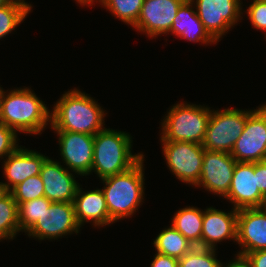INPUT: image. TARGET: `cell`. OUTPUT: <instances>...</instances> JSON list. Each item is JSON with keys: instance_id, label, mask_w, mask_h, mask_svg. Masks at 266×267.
Instances as JSON below:
<instances>
[{"instance_id": "36", "label": "cell", "mask_w": 266, "mask_h": 267, "mask_svg": "<svg viewBox=\"0 0 266 267\" xmlns=\"http://www.w3.org/2000/svg\"><path fill=\"white\" fill-rule=\"evenodd\" d=\"M259 208L266 214V195L263 197Z\"/></svg>"}, {"instance_id": "38", "label": "cell", "mask_w": 266, "mask_h": 267, "mask_svg": "<svg viewBox=\"0 0 266 267\" xmlns=\"http://www.w3.org/2000/svg\"><path fill=\"white\" fill-rule=\"evenodd\" d=\"M14 0H0V7L5 6Z\"/></svg>"}, {"instance_id": "6", "label": "cell", "mask_w": 266, "mask_h": 267, "mask_svg": "<svg viewBox=\"0 0 266 267\" xmlns=\"http://www.w3.org/2000/svg\"><path fill=\"white\" fill-rule=\"evenodd\" d=\"M247 122V111L227 108L211 110L202 146L205 150L231 153Z\"/></svg>"}, {"instance_id": "7", "label": "cell", "mask_w": 266, "mask_h": 267, "mask_svg": "<svg viewBox=\"0 0 266 267\" xmlns=\"http://www.w3.org/2000/svg\"><path fill=\"white\" fill-rule=\"evenodd\" d=\"M257 108L247 110L244 130L232 148L237 162L256 163L266 156V103Z\"/></svg>"}, {"instance_id": "15", "label": "cell", "mask_w": 266, "mask_h": 267, "mask_svg": "<svg viewBox=\"0 0 266 267\" xmlns=\"http://www.w3.org/2000/svg\"><path fill=\"white\" fill-rule=\"evenodd\" d=\"M73 175L60 162L47 157L40 170L44 196L52 202H73L80 185Z\"/></svg>"}, {"instance_id": "35", "label": "cell", "mask_w": 266, "mask_h": 267, "mask_svg": "<svg viewBox=\"0 0 266 267\" xmlns=\"http://www.w3.org/2000/svg\"><path fill=\"white\" fill-rule=\"evenodd\" d=\"M10 191L3 182H0V200L5 197Z\"/></svg>"}, {"instance_id": "18", "label": "cell", "mask_w": 266, "mask_h": 267, "mask_svg": "<svg viewBox=\"0 0 266 267\" xmlns=\"http://www.w3.org/2000/svg\"><path fill=\"white\" fill-rule=\"evenodd\" d=\"M46 158L47 156L40 152L19 146L3 161V175L7 179L4 184L7 189L11 191L27 178L40 175L41 166Z\"/></svg>"}, {"instance_id": "11", "label": "cell", "mask_w": 266, "mask_h": 267, "mask_svg": "<svg viewBox=\"0 0 266 267\" xmlns=\"http://www.w3.org/2000/svg\"><path fill=\"white\" fill-rule=\"evenodd\" d=\"M57 133L60 155L67 169L80 176L91 174L94 156V136L71 131Z\"/></svg>"}, {"instance_id": "19", "label": "cell", "mask_w": 266, "mask_h": 267, "mask_svg": "<svg viewBox=\"0 0 266 267\" xmlns=\"http://www.w3.org/2000/svg\"><path fill=\"white\" fill-rule=\"evenodd\" d=\"M80 185L74 197L75 216L78 224L83 226L85 222L93 223V226H105L113 224L101 189L83 191Z\"/></svg>"}, {"instance_id": "27", "label": "cell", "mask_w": 266, "mask_h": 267, "mask_svg": "<svg viewBox=\"0 0 266 267\" xmlns=\"http://www.w3.org/2000/svg\"><path fill=\"white\" fill-rule=\"evenodd\" d=\"M216 250L194 246L178 260V267H221L222 262L216 258Z\"/></svg>"}, {"instance_id": "28", "label": "cell", "mask_w": 266, "mask_h": 267, "mask_svg": "<svg viewBox=\"0 0 266 267\" xmlns=\"http://www.w3.org/2000/svg\"><path fill=\"white\" fill-rule=\"evenodd\" d=\"M10 192L19 205L20 203L43 197L44 183L40 175H35L19 183Z\"/></svg>"}, {"instance_id": "12", "label": "cell", "mask_w": 266, "mask_h": 267, "mask_svg": "<svg viewBox=\"0 0 266 267\" xmlns=\"http://www.w3.org/2000/svg\"><path fill=\"white\" fill-rule=\"evenodd\" d=\"M236 160L231 153L204 150L201 175L195 187H203L214 195L225 197L233 178Z\"/></svg>"}, {"instance_id": "9", "label": "cell", "mask_w": 266, "mask_h": 267, "mask_svg": "<svg viewBox=\"0 0 266 267\" xmlns=\"http://www.w3.org/2000/svg\"><path fill=\"white\" fill-rule=\"evenodd\" d=\"M200 21L217 41L242 19L240 0H190Z\"/></svg>"}, {"instance_id": "1", "label": "cell", "mask_w": 266, "mask_h": 267, "mask_svg": "<svg viewBox=\"0 0 266 267\" xmlns=\"http://www.w3.org/2000/svg\"><path fill=\"white\" fill-rule=\"evenodd\" d=\"M107 113L88 94L72 89L62 94L50 112V127L53 131H71L95 135L105 129Z\"/></svg>"}, {"instance_id": "25", "label": "cell", "mask_w": 266, "mask_h": 267, "mask_svg": "<svg viewBox=\"0 0 266 267\" xmlns=\"http://www.w3.org/2000/svg\"><path fill=\"white\" fill-rule=\"evenodd\" d=\"M95 1L108 9L114 17L133 27L137 23L144 3V0H92L88 6H92Z\"/></svg>"}, {"instance_id": "10", "label": "cell", "mask_w": 266, "mask_h": 267, "mask_svg": "<svg viewBox=\"0 0 266 267\" xmlns=\"http://www.w3.org/2000/svg\"><path fill=\"white\" fill-rule=\"evenodd\" d=\"M80 227L73 202H52L27 235L41 241L55 240L68 234L79 233Z\"/></svg>"}, {"instance_id": "21", "label": "cell", "mask_w": 266, "mask_h": 267, "mask_svg": "<svg viewBox=\"0 0 266 267\" xmlns=\"http://www.w3.org/2000/svg\"><path fill=\"white\" fill-rule=\"evenodd\" d=\"M203 210L186 206L178 210L172 218V226L194 246L201 247Z\"/></svg>"}, {"instance_id": "31", "label": "cell", "mask_w": 266, "mask_h": 267, "mask_svg": "<svg viewBox=\"0 0 266 267\" xmlns=\"http://www.w3.org/2000/svg\"><path fill=\"white\" fill-rule=\"evenodd\" d=\"M254 174H257V188L266 195V162L259 161L254 163Z\"/></svg>"}, {"instance_id": "30", "label": "cell", "mask_w": 266, "mask_h": 267, "mask_svg": "<svg viewBox=\"0 0 266 267\" xmlns=\"http://www.w3.org/2000/svg\"><path fill=\"white\" fill-rule=\"evenodd\" d=\"M246 11L254 29L266 31V0H253Z\"/></svg>"}, {"instance_id": "33", "label": "cell", "mask_w": 266, "mask_h": 267, "mask_svg": "<svg viewBox=\"0 0 266 267\" xmlns=\"http://www.w3.org/2000/svg\"><path fill=\"white\" fill-rule=\"evenodd\" d=\"M246 256L251 261L253 267H266V249L247 253Z\"/></svg>"}, {"instance_id": "14", "label": "cell", "mask_w": 266, "mask_h": 267, "mask_svg": "<svg viewBox=\"0 0 266 267\" xmlns=\"http://www.w3.org/2000/svg\"><path fill=\"white\" fill-rule=\"evenodd\" d=\"M264 195L257 188V174H254V163L236 162L228 194L236 210L259 208Z\"/></svg>"}, {"instance_id": "34", "label": "cell", "mask_w": 266, "mask_h": 267, "mask_svg": "<svg viewBox=\"0 0 266 267\" xmlns=\"http://www.w3.org/2000/svg\"><path fill=\"white\" fill-rule=\"evenodd\" d=\"M235 256L236 257L233 260H231L230 262L228 261V264L226 263L223 265L222 263L221 267H253L251 261L246 255L238 253Z\"/></svg>"}, {"instance_id": "29", "label": "cell", "mask_w": 266, "mask_h": 267, "mask_svg": "<svg viewBox=\"0 0 266 267\" xmlns=\"http://www.w3.org/2000/svg\"><path fill=\"white\" fill-rule=\"evenodd\" d=\"M18 133L10 127L0 123V158L6 159L18 147Z\"/></svg>"}, {"instance_id": "20", "label": "cell", "mask_w": 266, "mask_h": 267, "mask_svg": "<svg viewBox=\"0 0 266 267\" xmlns=\"http://www.w3.org/2000/svg\"><path fill=\"white\" fill-rule=\"evenodd\" d=\"M194 8L190 0H186L180 6L171 26V33L180 39L195 43L216 44L217 41L205 29Z\"/></svg>"}, {"instance_id": "5", "label": "cell", "mask_w": 266, "mask_h": 267, "mask_svg": "<svg viewBox=\"0 0 266 267\" xmlns=\"http://www.w3.org/2000/svg\"><path fill=\"white\" fill-rule=\"evenodd\" d=\"M211 116L209 107L180 102L173 105L162 120L160 141L191 142L204 141Z\"/></svg>"}, {"instance_id": "16", "label": "cell", "mask_w": 266, "mask_h": 267, "mask_svg": "<svg viewBox=\"0 0 266 267\" xmlns=\"http://www.w3.org/2000/svg\"><path fill=\"white\" fill-rule=\"evenodd\" d=\"M224 212L214 207L204 210L201 247L216 249L223 240L237 241L238 210Z\"/></svg>"}, {"instance_id": "3", "label": "cell", "mask_w": 266, "mask_h": 267, "mask_svg": "<svg viewBox=\"0 0 266 267\" xmlns=\"http://www.w3.org/2000/svg\"><path fill=\"white\" fill-rule=\"evenodd\" d=\"M144 156L125 172L108 176L101 181L109 216L115 223L130 218L136 213L144 199ZM135 212V213H134Z\"/></svg>"}, {"instance_id": "2", "label": "cell", "mask_w": 266, "mask_h": 267, "mask_svg": "<svg viewBox=\"0 0 266 267\" xmlns=\"http://www.w3.org/2000/svg\"><path fill=\"white\" fill-rule=\"evenodd\" d=\"M49 121L50 110L31 88L6 92L0 86V123L15 132L41 135Z\"/></svg>"}, {"instance_id": "37", "label": "cell", "mask_w": 266, "mask_h": 267, "mask_svg": "<svg viewBox=\"0 0 266 267\" xmlns=\"http://www.w3.org/2000/svg\"><path fill=\"white\" fill-rule=\"evenodd\" d=\"M78 4H80V5H89L91 2H92V0H75Z\"/></svg>"}, {"instance_id": "24", "label": "cell", "mask_w": 266, "mask_h": 267, "mask_svg": "<svg viewBox=\"0 0 266 267\" xmlns=\"http://www.w3.org/2000/svg\"><path fill=\"white\" fill-rule=\"evenodd\" d=\"M32 5L25 0H14L0 7V39L10 34L31 12Z\"/></svg>"}, {"instance_id": "26", "label": "cell", "mask_w": 266, "mask_h": 267, "mask_svg": "<svg viewBox=\"0 0 266 267\" xmlns=\"http://www.w3.org/2000/svg\"><path fill=\"white\" fill-rule=\"evenodd\" d=\"M52 201L45 196L18 205L20 231L27 233L50 207Z\"/></svg>"}, {"instance_id": "17", "label": "cell", "mask_w": 266, "mask_h": 267, "mask_svg": "<svg viewBox=\"0 0 266 267\" xmlns=\"http://www.w3.org/2000/svg\"><path fill=\"white\" fill-rule=\"evenodd\" d=\"M236 242L242 255L266 249V214L260 208L238 210Z\"/></svg>"}, {"instance_id": "23", "label": "cell", "mask_w": 266, "mask_h": 267, "mask_svg": "<svg viewBox=\"0 0 266 267\" xmlns=\"http://www.w3.org/2000/svg\"><path fill=\"white\" fill-rule=\"evenodd\" d=\"M18 204L11 192L0 200V242L20 233Z\"/></svg>"}, {"instance_id": "32", "label": "cell", "mask_w": 266, "mask_h": 267, "mask_svg": "<svg viewBox=\"0 0 266 267\" xmlns=\"http://www.w3.org/2000/svg\"><path fill=\"white\" fill-rule=\"evenodd\" d=\"M150 267H178V259L156 252Z\"/></svg>"}, {"instance_id": "4", "label": "cell", "mask_w": 266, "mask_h": 267, "mask_svg": "<svg viewBox=\"0 0 266 267\" xmlns=\"http://www.w3.org/2000/svg\"><path fill=\"white\" fill-rule=\"evenodd\" d=\"M132 137L124 131L110 128L94 135V156L91 173L100 179L127 171L144 155L132 154Z\"/></svg>"}, {"instance_id": "13", "label": "cell", "mask_w": 266, "mask_h": 267, "mask_svg": "<svg viewBox=\"0 0 266 267\" xmlns=\"http://www.w3.org/2000/svg\"><path fill=\"white\" fill-rule=\"evenodd\" d=\"M186 0H144L134 27L140 33L156 38L171 33V26L178 9Z\"/></svg>"}, {"instance_id": "8", "label": "cell", "mask_w": 266, "mask_h": 267, "mask_svg": "<svg viewBox=\"0 0 266 267\" xmlns=\"http://www.w3.org/2000/svg\"><path fill=\"white\" fill-rule=\"evenodd\" d=\"M167 167L177 179L195 186L201 175L204 148L191 142L161 141Z\"/></svg>"}, {"instance_id": "22", "label": "cell", "mask_w": 266, "mask_h": 267, "mask_svg": "<svg viewBox=\"0 0 266 267\" xmlns=\"http://www.w3.org/2000/svg\"><path fill=\"white\" fill-rule=\"evenodd\" d=\"M163 229L153 241L156 252L180 259L188 253L194 245L187 240L172 224Z\"/></svg>"}]
</instances>
